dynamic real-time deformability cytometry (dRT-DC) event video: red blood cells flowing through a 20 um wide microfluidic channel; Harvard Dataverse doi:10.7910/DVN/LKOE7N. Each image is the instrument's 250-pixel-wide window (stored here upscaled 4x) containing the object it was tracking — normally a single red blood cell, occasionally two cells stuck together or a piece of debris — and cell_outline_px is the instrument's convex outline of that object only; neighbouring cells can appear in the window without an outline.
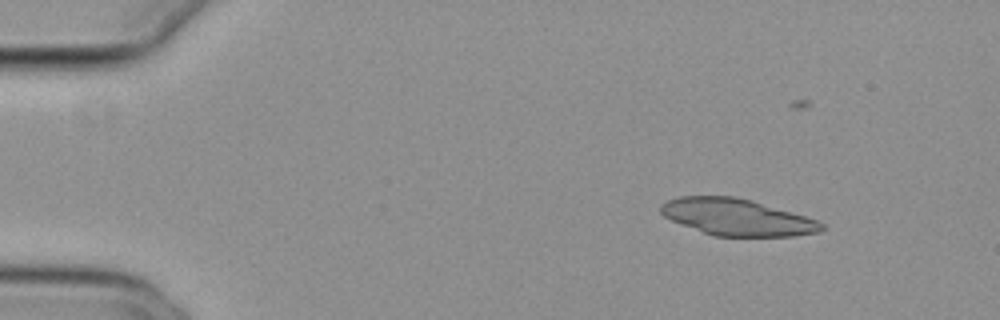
{"species": "common noctule bat (a hibernating species)", "species_latin": "Nyctalus noctula", "temperature_condition": "cold", "stored_images_in_passage": 37, "camera_frame_rate_fps": 3000, "um_per_image_px": 0.085, "animal": {"sex": "female", "body_mass_g": 29.2, "forearm_length_mm": 56.3}, "frame": {"image": 1, "passage_image": 1, "time_ms": 0.0, "image_size_px": [1000, 320], "cell_outline_px": [[824, 228], [820, 232], [796, 236], [712, 236], [672, 220], [664, 216], [660, 212], [660, 204], [668, 200], [680, 196], [736, 196], [752, 200], [804, 216], [816, 220], [824, 224]], "centroid_in_image_um": [62.63, 18.46], "position_along_channel_um": 22.4, "area_um2": 34.22}}
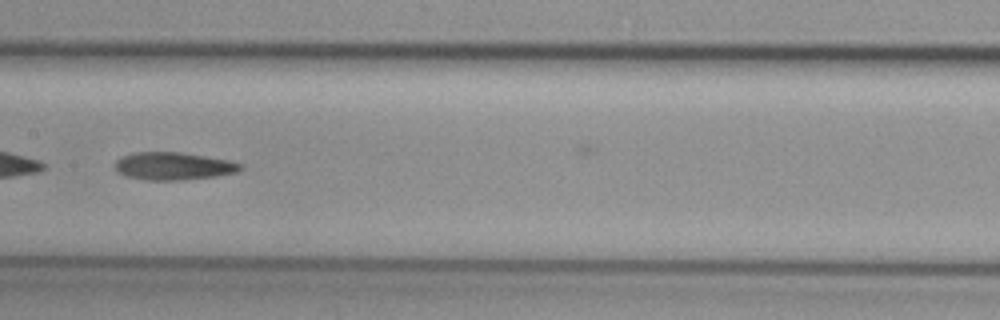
{"frame": {"image": 2, "passage_image": 22, "time_ms": 7.0, "image_size_px": [1000, 320], "cell_outline_px": [[244, 168], [236, 172], [216, 176], [180, 180], [144, 180], [128, 176], [116, 172], [116, 160], [120, 156], [136, 152], [180, 152], [228, 160], [244, 164]], "centroid_in_image_um": [14.74, 14.11], "position_along_channel_um": 192.7, "area_um2": 20.23}}